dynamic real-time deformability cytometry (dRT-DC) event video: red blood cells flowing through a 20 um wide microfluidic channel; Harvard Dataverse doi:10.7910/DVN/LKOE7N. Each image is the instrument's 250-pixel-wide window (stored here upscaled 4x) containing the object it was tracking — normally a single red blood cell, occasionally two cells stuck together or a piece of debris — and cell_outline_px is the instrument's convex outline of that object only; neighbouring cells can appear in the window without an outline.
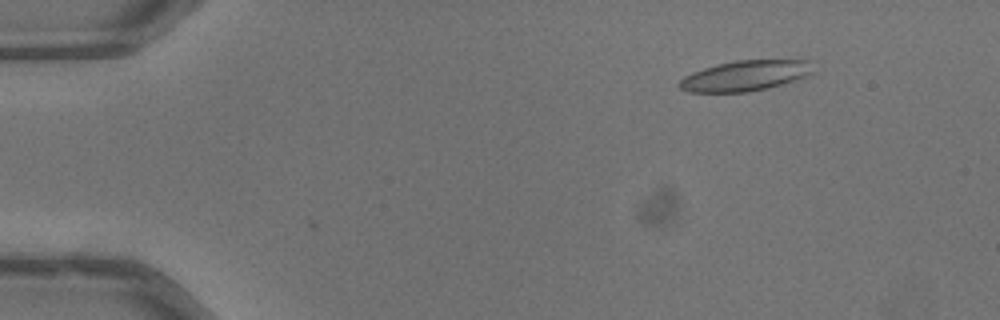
{"species": "common noctule bat (a hibernating species)", "species_latin": "Nyctalus noctula", "temperature_condition": "warm", "stored_images_in_passage": 8, "camera_frame_rate_fps": 3000, "um_per_image_px": 0.085, "animal": {"sex": "male", "body_mass_g": 13.3}, "frame": {"image": 1, "passage_image": 7, "time_ms": 2.0, "image_size_px": [1000, 320], "cell_outline_px": [[816, 72], [808, 76], [796, 80], [748, 92], [688, 92], [680, 88], [676, 84], [684, 76], [692, 72], [716, 64], [736, 60], [808, 60]], "centroid_in_image_um": [63.34, 6.43], "position_along_channel_um": 21.7, "area_um2": 23.76}}